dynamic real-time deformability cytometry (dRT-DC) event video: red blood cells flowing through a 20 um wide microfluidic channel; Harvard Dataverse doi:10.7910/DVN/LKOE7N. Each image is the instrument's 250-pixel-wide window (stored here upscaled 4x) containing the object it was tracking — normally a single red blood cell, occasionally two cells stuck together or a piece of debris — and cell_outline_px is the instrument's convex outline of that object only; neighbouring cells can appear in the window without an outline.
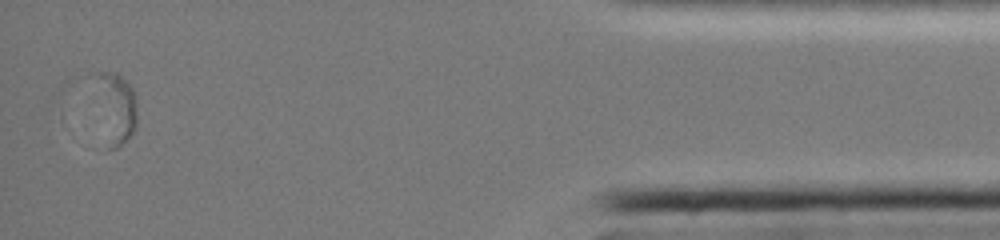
{"species": "common noctule bat (a hibernating species)", "species_latin": "Nyctalus noctula", "temperature_condition": "cold", "stored_images_in_passage": 48, "segment_of_instrument_passage": [2, 2], "camera_frame_rate_fps": 3000, "um_per_image_px": 0.085, "animal": {"sex": "female", "body_mass_g": 19.0, "forearm_length_mm": 51.5}, "frame": {"image": 1, "passage_image": 47, "time_ms": 15.333, "image_size_px": [1000, 240], "cell_outline_px": [[136, 124], [132, 132], [116, 148], [108, 148], [100, 76], [100, 72], [116, 72], [132, 88], [136, 100]], "centroid_in_image_um": [10.01, 9.19], "position_along_channel_um": 425.2, "area_um2": 14.62}}